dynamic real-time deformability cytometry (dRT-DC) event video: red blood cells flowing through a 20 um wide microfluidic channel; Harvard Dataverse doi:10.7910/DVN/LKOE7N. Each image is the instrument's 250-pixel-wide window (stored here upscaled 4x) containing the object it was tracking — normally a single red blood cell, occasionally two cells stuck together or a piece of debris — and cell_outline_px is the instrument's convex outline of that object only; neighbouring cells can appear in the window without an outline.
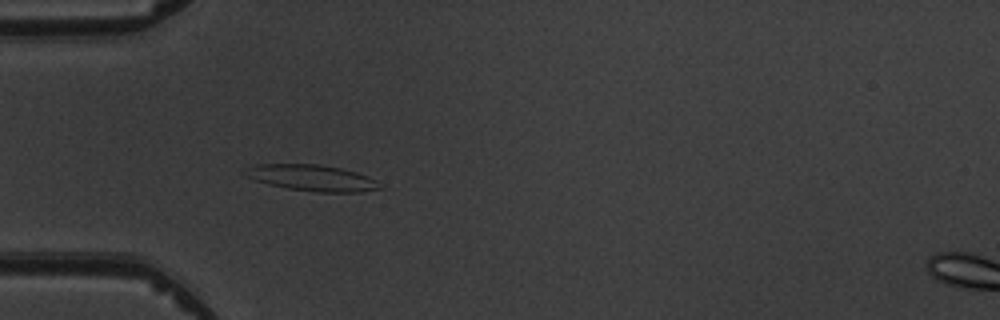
{"species": "common noctule bat (a hibernating species)", "species_latin": "Nyctalus noctula", "temperature_condition": "warm", "stored_images_in_passage": 2, "camera_frame_rate_fps": 3000, "um_per_image_px": 0.085, "animal": {"sex": "male", "body_mass_g": 19.5, "forearm_length_mm": 54.6}, "frame": {"image": 1, "passage_image": 1, "time_ms": 0.0, "image_size_px": [1000, 320], "cell_outline_px": [[384, 188], [360, 192], [320, 192], [288, 188], [268, 184], [256, 180], [240, 172], [244, 168], [256, 164], [320, 164], [340, 168], [356, 172], [368, 176], [376, 180]], "centroid_in_image_um": [26.51, 15.11], "position_along_channel_um": 58.5, "area_um2": 20.58}}